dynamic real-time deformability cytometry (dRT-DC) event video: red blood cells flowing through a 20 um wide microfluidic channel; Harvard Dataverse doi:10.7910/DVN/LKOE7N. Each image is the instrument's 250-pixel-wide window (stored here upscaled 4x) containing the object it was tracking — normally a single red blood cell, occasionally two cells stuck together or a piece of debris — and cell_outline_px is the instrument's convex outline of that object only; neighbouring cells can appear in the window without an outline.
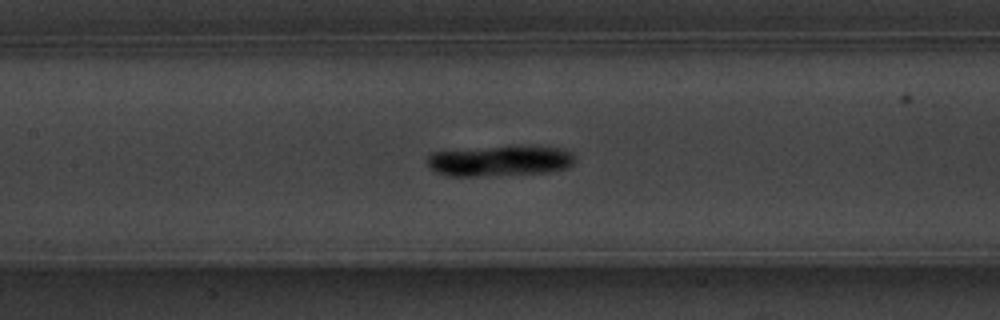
{"species": "common noctule bat (a hibernating species)", "species_latin": "Nyctalus noctula", "temperature_condition": "warm", "stored_images_in_passage": 44, "camera_frame_rate_fps": 3000, "um_per_image_px": 0.085, "animal": {"sex": "male", "body_mass_g": 20.1, "forearm_length_mm": 53.5}, "frame": {"image": 1, "passage_image": 14, "time_ms": 4.333, "image_size_px": [1000, 320], "cell_outline_px": [[576, 160], [568, 168], [548, 172], [480, 176], [452, 176], [436, 172], [428, 164], [428, 156], [432, 152], [492, 148], [564, 148], [572, 152]], "centroid_in_image_um": [42.52, 13.71], "position_along_channel_um": 164.9, "area_um2": 25.32}}
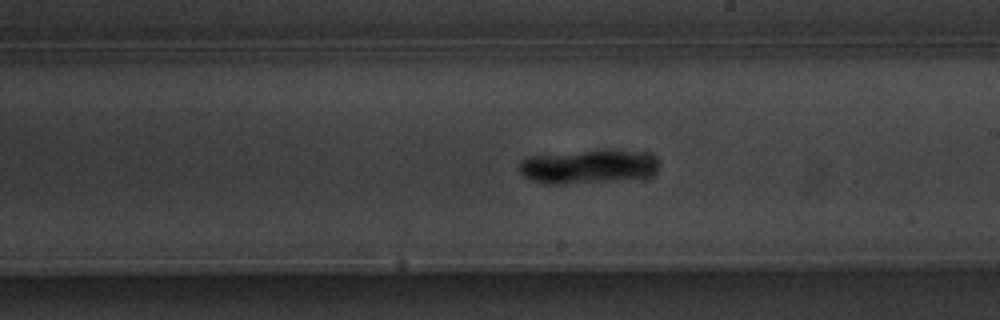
{"frame": {"image": 2, "passage_image": 20, "time_ms": 6.333, "image_size_px": [1000, 320], "cell_outline_px": [[656, 164], [644, 176], [608, 180], [564, 184], [544, 184], [532, 180], [524, 176], [516, 168], [520, 160], [528, 156], [604, 148], [612, 148], [648, 152], [656, 160]], "centroid_in_image_um": [49.84, 14.1], "position_along_channel_um": 239.2, "area_um2": 27.57}}
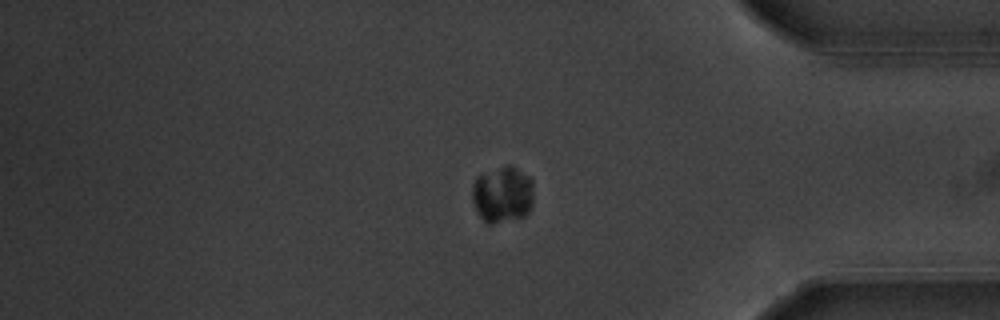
{"frame": {"image": 3, "passage_image": 34, "time_ms": 11.0, "image_size_px": [1000, 320], "cell_outline_px": [[532, 204], [528, 212], [524, 216], [492, 224], [488, 224], [476, 212], [472, 200], [472, 184], [476, 176], [508, 164], [512, 164], [528, 176], [532, 180]], "centroid_in_image_um": [42.69, 16.52], "position_along_channel_um": 392.5, "area_um2": 20.35}}